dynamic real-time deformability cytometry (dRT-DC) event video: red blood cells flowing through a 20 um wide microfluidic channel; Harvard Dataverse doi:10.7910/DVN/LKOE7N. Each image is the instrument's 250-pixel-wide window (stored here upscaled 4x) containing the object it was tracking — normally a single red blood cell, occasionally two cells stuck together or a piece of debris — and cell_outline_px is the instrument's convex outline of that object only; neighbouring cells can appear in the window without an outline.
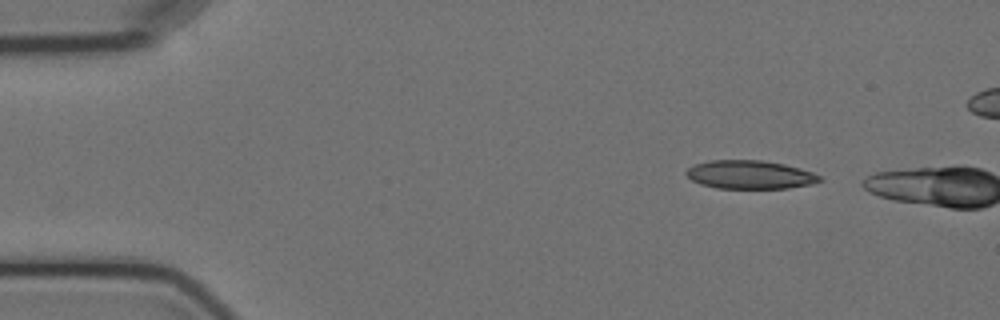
{"species": "Egyptian fruit bat (a non-hibernating species)", "species_latin": "Rousettus aegyptiacus", "temperature_condition": "cold", "stored_images_in_passage": 2, "camera_frame_rate_fps": 3000, "um_per_image_px": 0.085, "animal": {"sex": "female"}, "frame": {"image": 1, "passage_image": 1, "time_ms": 0.0, "image_size_px": [1000, 320], "cell_outline_px": [[824, 180], [812, 184], [788, 188], [716, 188], [700, 184], [692, 180], [684, 172], [688, 168], [696, 164], [712, 160], [760, 160], [784, 164], [800, 168], [812, 172], [820, 176]], "centroid_in_image_um": [63.76, 14.85], "position_along_channel_um": 21.2, "area_um2": 22.08}}